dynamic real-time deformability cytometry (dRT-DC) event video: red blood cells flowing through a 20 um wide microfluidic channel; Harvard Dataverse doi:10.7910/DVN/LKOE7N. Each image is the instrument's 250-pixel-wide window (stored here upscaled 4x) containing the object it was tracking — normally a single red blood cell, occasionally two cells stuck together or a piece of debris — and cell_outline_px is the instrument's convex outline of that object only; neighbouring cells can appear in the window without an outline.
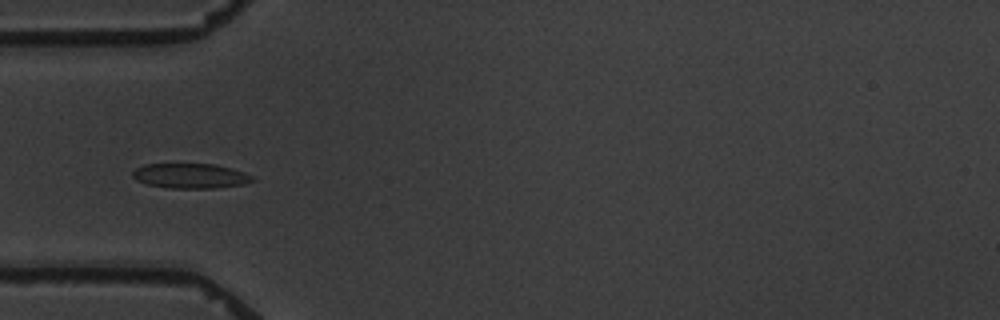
{"species": "common noctule bat (a hibernating species)", "species_latin": "Nyctalus noctula", "temperature_condition": "warm", "stored_images_in_passage": 8, "camera_frame_rate_fps": 3000, "um_per_image_px": 0.085, "animal": {"sex": "male", "body_mass_g": 19.5, "forearm_length_mm": 54.6}, "frame": {"image": 1, "passage_image": 3, "time_ms": 5.667, "image_size_px": [1000, 320], "cell_outline_px": [[256, 180], [244, 184], [216, 188], [168, 188], [148, 184], [136, 180], [132, 176], [132, 172], [136, 168], [144, 164], [216, 164], [232, 168], [244, 172], [252, 176]], "centroid_in_image_um": [16.2, 14.95], "position_along_channel_um": 68.8, "area_um2": 17.46}}
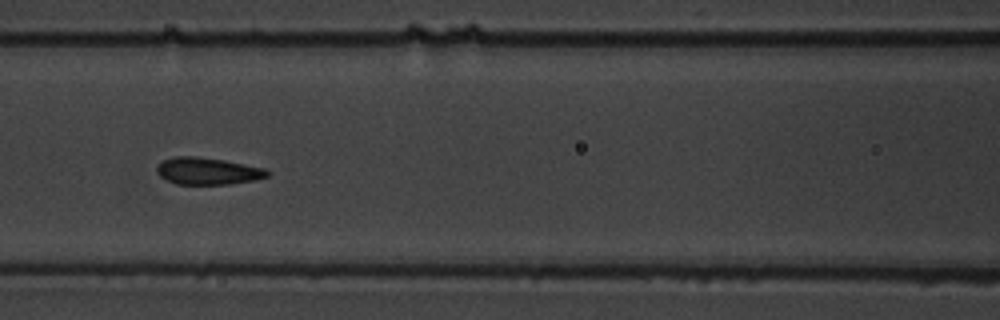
{"frame": {"image": 2, "passage_image": 5, "time_ms": 8.0, "image_size_px": [1000, 320], "cell_outline_px": [[272, 172], [268, 176], [252, 180], [228, 184], [176, 184], [160, 176], [156, 172], [156, 168], [164, 160], [176, 156], [196, 156], [224, 160], [264, 168]], "centroid_in_image_um": [17.66, 14.54], "position_along_channel_um": 148.9, "area_um2": 17.22}}
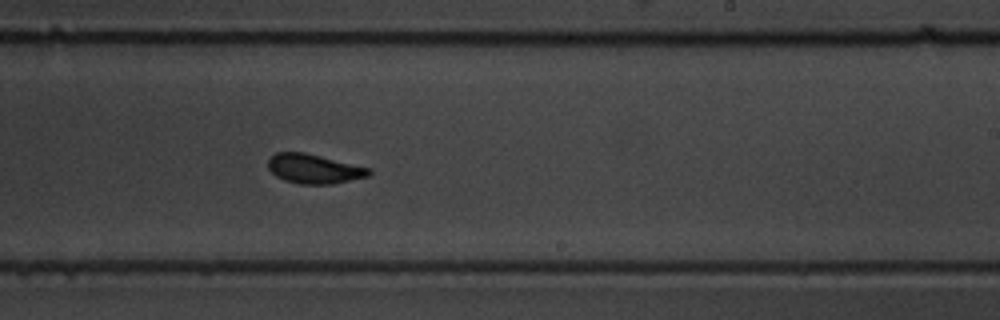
{"frame": {"image": 3, "passage_image": 8, "time_ms": 11.333, "image_size_px": [1000, 320], "cell_outline_px": [[372, 172], [368, 176], [332, 184], [300, 184], [284, 180], [276, 176], [268, 168], [268, 160], [276, 152], [304, 152], [372, 168]], "centroid_in_image_um": [26.7, 14.35], "position_along_channel_um": 262.3, "area_um2": 17.28}}